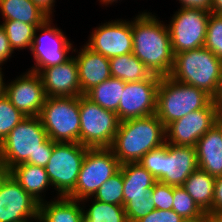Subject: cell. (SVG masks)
<instances>
[{
	"label": "cell",
	"mask_w": 222,
	"mask_h": 222,
	"mask_svg": "<svg viewBox=\"0 0 222 222\" xmlns=\"http://www.w3.org/2000/svg\"><path fill=\"white\" fill-rule=\"evenodd\" d=\"M53 146L40 117L26 116L0 143V171L9 172L22 163L45 167Z\"/></svg>",
	"instance_id": "obj_1"
},
{
	"label": "cell",
	"mask_w": 222,
	"mask_h": 222,
	"mask_svg": "<svg viewBox=\"0 0 222 222\" xmlns=\"http://www.w3.org/2000/svg\"><path fill=\"white\" fill-rule=\"evenodd\" d=\"M143 11L132 21L133 54L154 75L169 76L174 62L167 24Z\"/></svg>",
	"instance_id": "obj_2"
},
{
	"label": "cell",
	"mask_w": 222,
	"mask_h": 222,
	"mask_svg": "<svg viewBox=\"0 0 222 222\" xmlns=\"http://www.w3.org/2000/svg\"><path fill=\"white\" fill-rule=\"evenodd\" d=\"M166 143L165 126L156 114L119 122L110 147L120 164L136 163Z\"/></svg>",
	"instance_id": "obj_3"
},
{
	"label": "cell",
	"mask_w": 222,
	"mask_h": 222,
	"mask_svg": "<svg viewBox=\"0 0 222 222\" xmlns=\"http://www.w3.org/2000/svg\"><path fill=\"white\" fill-rule=\"evenodd\" d=\"M222 60L206 47L184 51L174 55L169 77L191 85L215 97L221 75Z\"/></svg>",
	"instance_id": "obj_4"
},
{
	"label": "cell",
	"mask_w": 222,
	"mask_h": 222,
	"mask_svg": "<svg viewBox=\"0 0 222 222\" xmlns=\"http://www.w3.org/2000/svg\"><path fill=\"white\" fill-rule=\"evenodd\" d=\"M213 98L197 87L161 77L157 92L156 115L166 127L190 112L205 108Z\"/></svg>",
	"instance_id": "obj_5"
},
{
	"label": "cell",
	"mask_w": 222,
	"mask_h": 222,
	"mask_svg": "<svg viewBox=\"0 0 222 222\" xmlns=\"http://www.w3.org/2000/svg\"><path fill=\"white\" fill-rule=\"evenodd\" d=\"M39 117L52 141L80 143L79 97H46Z\"/></svg>",
	"instance_id": "obj_6"
},
{
	"label": "cell",
	"mask_w": 222,
	"mask_h": 222,
	"mask_svg": "<svg viewBox=\"0 0 222 222\" xmlns=\"http://www.w3.org/2000/svg\"><path fill=\"white\" fill-rule=\"evenodd\" d=\"M120 165L110 147L88 148L76 186L66 197L81 204L93 199L100 186L120 170Z\"/></svg>",
	"instance_id": "obj_7"
},
{
	"label": "cell",
	"mask_w": 222,
	"mask_h": 222,
	"mask_svg": "<svg viewBox=\"0 0 222 222\" xmlns=\"http://www.w3.org/2000/svg\"><path fill=\"white\" fill-rule=\"evenodd\" d=\"M80 144L89 148L111 147L119 126L115 112L106 110L85 94L79 96Z\"/></svg>",
	"instance_id": "obj_8"
},
{
	"label": "cell",
	"mask_w": 222,
	"mask_h": 222,
	"mask_svg": "<svg viewBox=\"0 0 222 222\" xmlns=\"http://www.w3.org/2000/svg\"><path fill=\"white\" fill-rule=\"evenodd\" d=\"M88 148L80 143L54 142L45 170L57 197H66L75 188Z\"/></svg>",
	"instance_id": "obj_9"
},
{
	"label": "cell",
	"mask_w": 222,
	"mask_h": 222,
	"mask_svg": "<svg viewBox=\"0 0 222 222\" xmlns=\"http://www.w3.org/2000/svg\"><path fill=\"white\" fill-rule=\"evenodd\" d=\"M210 14L192 8H180L175 12L167 25L174 55L204 47Z\"/></svg>",
	"instance_id": "obj_10"
},
{
	"label": "cell",
	"mask_w": 222,
	"mask_h": 222,
	"mask_svg": "<svg viewBox=\"0 0 222 222\" xmlns=\"http://www.w3.org/2000/svg\"><path fill=\"white\" fill-rule=\"evenodd\" d=\"M51 20L52 17H49L43 24L39 25L35 31L30 49L35 64L31 67L30 71L38 73L44 68L60 65L71 57V55L68 54L70 51H72V53L73 51H78L76 48H72L73 45L71 41H68L61 29L51 25L53 24ZM39 31L41 35H37Z\"/></svg>",
	"instance_id": "obj_11"
},
{
	"label": "cell",
	"mask_w": 222,
	"mask_h": 222,
	"mask_svg": "<svg viewBox=\"0 0 222 222\" xmlns=\"http://www.w3.org/2000/svg\"><path fill=\"white\" fill-rule=\"evenodd\" d=\"M160 79V76L153 74L146 80L125 82L117 110L119 121L156 114Z\"/></svg>",
	"instance_id": "obj_12"
},
{
	"label": "cell",
	"mask_w": 222,
	"mask_h": 222,
	"mask_svg": "<svg viewBox=\"0 0 222 222\" xmlns=\"http://www.w3.org/2000/svg\"><path fill=\"white\" fill-rule=\"evenodd\" d=\"M220 113L212 100L205 108L188 113L165 127L166 143L176 146H193L215 125Z\"/></svg>",
	"instance_id": "obj_13"
},
{
	"label": "cell",
	"mask_w": 222,
	"mask_h": 222,
	"mask_svg": "<svg viewBox=\"0 0 222 222\" xmlns=\"http://www.w3.org/2000/svg\"><path fill=\"white\" fill-rule=\"evenodd\" d=\"M39 202L9 172L0 171V222L38 218Z\"/></svg>",
	"instance_id": "obj_14"
},
{
	"label": "cell",
	"mask_w": 222,
	"mask_h": 222,
	"mask_svg": "<svg viewBox=\"0 0 222 222\" xmlns=\"http://www.w3.org/2000/svg\"><path fill=\"white\" fill-rule=\"evenodd\" d=\"M87 42L88 48L106 58L132 53V20L117 19L103 23L94 28Z\"/></svg>",
	"instance_id": "obj_15"
},
{
	"label": "cell",
	"mask_w": 222,
	"mask_h": 222,
	"mask_svg": "<svg viewBox=\"0 0 222 222\" xmlns=\"http://www.w3.org/2000/svg\"><path fill=\"white\" fill-rule=\"evenodd\" d=\"M5 95L25 116H39L46 99L39 74L30 69L6 84Z\"/></svg>",
	"instance_id": "obj_16"
},
{
	"label": "cell",
	"mask_w": 222,
	"mask_h": 222,
	"mask_svg": "<svg viewBox=\"0 0 222 222\" xmlns=\"http://www.w3.org/2000/svg\"><path fill=\"white\" fill-rule=\"evenodd\" d=\"M198 168L195 147L168 143L161 146L160 182L182 186Z\"/></svg>",
	"instance_id": "obj_17"
},
{
	"label": "cell",
	"mask_w": 222,
	"mask_h": 222,
	"mask_svg": "<svg viewBox=\"0 0 222 222\" xmlns=\"http://www.w3.org/2000/svg\"><path fill=\"white\" fill-rule=\"evenodd\" d=\"M46 97H79L82 94L78 66L74 56L60 65H53L38 72Z\"/></svg>",
	"instance_id": "obj_18"
},
{
	"label": "cell",
	"mask_w": 222,
	"mask_h": 222,
	"mask_svg": "<svg viewBox=\"0 0 222 222\" xmlns=\"http://www.w3.org/2000/svg\"><path fill=\"white\" fill-rule=\"evenodd\" d=\"M74 56L78 66L82 94L111 77L109 58L84 45Z\"/></svg>",
	"instance_id": "obj_19"
},
{
	"label": "cell",
	"mask_w": 222,
	"mask_h": 222,
	"mask_svg": "<svg viewBox=\"0 0 222 222\" xmlns=\"http://www.w3.org/2000/svg\"><path fill=\"white\" fill-rule=\"evenodd\" d=\"M123 175V206L128 201L148 200L152 197V187L157 182L156 178L142 165L124 163L120 165Z\"/></svg>",
	"instance_id": "obj_20"
},
{
	"label": "cell",
	"mask_w": 222,
	"mask_h": 222,
	"mask_svg": "<svg viewBox=\"0 0 222 222\" xmlns=\"http://www.w3.org/2000/svg\"><path fill=\"white\" fill-rule=\"evenodd\" d=\"M195 149L199 169L222 177V134L215 125L197 141Z\"/></svg>",
	"instance_id": "obj_21"
},
{
	"label": "cell",
	"mask_w": 222,
	"mask_h": 222,
	"mask_svg": "<svg viewBox=\"0 0 222 222\" xmlns=\"http://www.w3.org/2000/svg\"><path fill=\"white\" fill-rule=\"evenodd\" d=\"M57 198V199H56ZM80 201L68 197L39 203V222H82L83 206Z\"/></svg>",
	"instance_id": "obj_22"
},
{
	"label": "cell",
	"mask_w": 222,
	"mask_h": 222,
	"mask_svg": "<svg viewBox=\"0 0 222 222\" xmlns=\"http://www.w3.org/2000/svg\"><path fill=\"white\" fill-rule=\"evenodd\" d=\"M9 173L36 201H45L42 194L52 186L45 167L22 163L13 167Z\"/></svg>",
	"instance_id": "obj_23"
},
{
	"label": "cell",
	"mask_w": 222,
	"mask_h": 222,
	"mask_svg": "<svg viewBox=\"0 0 222 222\" xmlns=\"http://www.w3.org/2000/svg\"><path fill=\"white\" fill-rule=\"evenodd\" d=\"M215 179V177L198 168L182 185L199 208L205 213L212 212Z\"/></svg>",
	"instance_id": "obj_24"
},
{
	"label": "cell",
	"mask_w": 222,
	"mask_h": 222,
	"mask_svg": "<svg viewBox=\"0 0 222 222\" xmlns=\"http://www.w3.org/2000/svg\"><path fill=\"white\" fill-rule=\"evenodd\" d=\"M4 20H16L30 25H41L50 16L31 0H0Z\"/></svg>",
	"instance_id": "obj_25"
},
{
	"label": "cell",
	"mask_w": 222,
	"mask_h": 222,
	"mask_svg": "<svg viewBox=\"0 0 222 222\" xmlns=\"http://www.w3.org/2000/svg\"><path fill=\"white\" fill-rule=\"evenodd\" d=\"M109 63L111 77L124 82L146 80L153 75L133 53L109 58Z\"/></svg>",
	"instance_id": "obj_26"
},
{
	"label": "cell",
	"mask_w": 222,
	"mask_h": 222,
	"mask_svg": "<svg viewBox=\"0 0 222 222\" xmlns=\"http://www.w3.org/2000/svg\"><path fill=\"white\" fill-rule=\"evenodd\" d=\"M124 86L125 82L121 79L110 77L94 86L85 95L100 107L117 114Z\"/></svg>",
	"instance_id": "obj_27"
},
{
	"label": "cell",
	"mask_w": 222,
	"mask_h": 222,
	"mask_svg": "<svg viewBox=\"0 0 222 222\" xmlns=\"http://www.w3.org/2000/svg\"><path fill=\"white\" fill-rule=\"evenodd\" d=\"M2 22L0 25L6 32L13 51L31 49L33 37L39 25H30L16 20H3Z\"/></svg>",
	"instance_id": "obj_28"
},
{
	"label": "cell",
	"mask_w": 222,
	"mask_h": 222,
	"mask_svg": "<svg viewBox=\"0 0 222 222\" xmlns=\"http://www.w3.org/2000/svg\"><path fill=\"white\" fill-rule=\"evenodd\" d=\"M85 207L83 205V219L85 222H128L124 206L93 199L90 208L85 210Z\"/></svg>",
	"instance_id": "obj_29"
},
{
	"label": "cell",
	"mask_w": 222,
	"mask_h": 222,
	"mask_svg": "<svg viewBox=\"0 0 222 222\" xmlns=\"http://www.w3.org/2000/svg\"><path fill=\"white\" fill-rule=\"evenodd\" d=\"M123 190V175L119 170L100 186L93 197L101 202L123 206Z\"/></svg>",
	"instance_id": "obj_30"
},
{
	"label": "cell",
	"mask_w": 222,
	"mask_h": 222,
	"mask_svg": "<svg viewBox=\"0 0 222 222\" xmlns=\"http://www.w3.org/2000/svg\"><path fill=\"white\" fill-rule=\"evenodd\" d=\"M26 116L13 106L9 98H0V143Z\"/></svg>",
	"instance_id": "obj_31"
},
{
	"label": "cell",
	"mask_w": 222,
	"mask_h": 222,
	"mask_svg": "<svg viewBox=\"0 0 222 222\" xmlns=\"http://www.w3.org/2000/svg\"><path fill=\"white\" fill-rule=\"evenodd\" d=\"M173 198L172 210L182 219L195 218L204 213L182 186H174Z\"/></svg>",
	"instance_id": "obj_32"
},
{
	"label": "cell",
	"mask_w": 222,
	"mask_h": 222,
	"mask_svg": "<svg viewBox=\"0 0 222 222\" xmlns=\"http://www.w3.org/2000/svg\"><path fill=\"white\" fill-rule=\"evenodd\" d=\"M204 47L222 60V15L210 14Z\"/></svg>",
	"instance_id": "obj_33"
},
{
	"label": "cell",
	"mask_w": 222,
	"mask_h": 222,
	"mask_svg": "<svg viewBox=\"0 0 222 222\" xmlns=\"http://www.w3.org/2000/svg\"><path fill=\"white\" fill-rule=\"evenodd\" d=\"M174 186L157 181L152 187L154 206L159 210H172Z\"/></svg>",
	"instance_id": "obj_34"
},
{
	"label": "cell",
	"mask_w": 222,
	"mask_h": 222,
	"mask_svg": "<svg viewBox=\"0 0 222 222\" xmlns=\"http://www.w3.org/2000/svg\"><path fill=\"white\" fill-rule=\"evenodd\" d=\"M125 214L128 222H137L139 219L147 216L155 210L154 200L150 197L148 200L128 201L124 205Z\"/></svg>",
	"instance_id": "obj_35"
},
{
	"label": "cell",
	"mask_w": 222,
	"mask_h": 222,
	"mask_svg": "<svg viewBox=\"0 0 222 222\" xmlns=\"http://www.w3.org/2000/svg\"><path fill=\"white\" fill-rule=\"evenodd\" d=\"M138 163L160 181L161 147L146 153Z\"/></svg>",
	"instance_id": "obj_36"
},
{
	"label": "cell",
	"mask_w": 222,
	"mask_h": 222,
	"mask_svg": "<svg viewBox=\"0 0 222 222\" xmlns=\"http://www.w3.org/2000/svg\"><path fill=\"white\" fill-rule=\"evenodd\" d=\"M182 220L174 210L155 209L137 222H181Z\"/></svg>",
	"instance_id": "obj_37"
},
{
	"label": "cell",
	"mask_w": 222,
	"mask_h": 222,
	"mask_svg": "<svg viewBox=\"0 0 222 222\" xmlns=\"http://www.w3.org/2000/svg\"><path fill=\"white\" fill-rule=\"evenodd\" d=\"M13 53L14 51L10 46L7 34L0 25V66L7 62Z\"/></svg>",
	"instance_id": "obj_38"
},
{
	"label": "cell",
	"mask_w": 222,
	"mask_h": 222,
	"mask_svg": "<svg viewBox=\"0 0 222 222\" xmlns=\"http://www.w3.org/2000/svg\"><path fill=\"white\" fill-rule=\"evenodd\" d=\"M180 8L201 9L212 13V0H179Z\"/></svg>",
	"instance_id": "obj_39"
},
{
	"label": "cell",
	"mask_w": 222,
	"mask_h": 222,
	"mask_svg": "<svg viewBox=\"0 0 222 222\" xmlns=\"http://www.w3.org/2000/svg\"><path fill=\"white\" fill-rule=\"evenodd\" d=\"M222 211V177H217L214 184V198L212 201V212Z\"/></svg>",
	"instance_id": "obj_40"
},
{
	"label": "cell",
	"mask_w": 222,
	"mask_h": 222,
	"mask_svg": "<svg viewBox=\"0 0 222 222\" xmlns=\"http://www.w3.org/2000/svg\"><path fill=\"white\" fill-rule=\"evenodd\" d=\"M35 5L40 7L43 11H45L50 17H52V13L55 6V0H31Z\"/></svg>",
	"instance_id": "obj_41"
},
{
	"label": "cell",
	"mask_w": 222,
	"mask_h": 222,
	"mask_svg": "<svg viewBox=\"0 0 222 222\" xmlns=\"http://www.w3.org/2000/svg\"><path fill=\"white\" fill-rule=\"evenodd\" d=\"M213 101L217 104L219 111L222 112V67H221V75H220L218 90L215 97L213 98Z\"/></svg>",
	"instance_id": "obj_42"
},
{
	"label": "cell",
	"mask_w": 222,
	"mask_h": 222,
	"mask_svg": "<svg viewBox=\"0 0 222 222\" xmlns=\"http://www.w3.org/2000/svg\"><path fill=\"white\" fill-rule=\"evenodd\" d=\"M207 222H222V211L220 212H208Z\"/></svg>",
	"instance_id": "obj_43"
},
{
	"label": "cell",
	"mask_w": 222,
	"mask_h": 222,
	"mask_svg": "<svg viewBox=\"0 0 222 222\" xmlns=\"http://www.w3.org/2000/svg\"><path fill=\"white\" fill-rule=\"evenodd\" d=\"M212 13L222 15V0H212Z\"/></svg>",
	"instance_id": "obj_44"
},
{
	"label": "cell",
	"mask_w": 222,
	"mask_h": 222,
	"mask_svg": "<svg viewBox=\"0 0 222 222\" xmlns=\"http://www.w3.org/2000/svg\"><path fill=\"white\" fill-rule=\"evenodd\" d=\"M181 222H207V213H203L201 216L190 218V219H183Z\"/></svg>",
	"instance_id": "obj_45"
},
{
	"label": "cell",
	"mask_w": 222,
	"mask_h": 222,
	"mask_svg": "<svg viewBox=\"0 0 222 222\" xmlns=\"http://www.w3.org/2000/svg\"><path fill=\"white\" fill-rule=\"evenodd\" d=\"M2 68L0 67V98L5 95L6 92V83H4Z\"/></svg>",
	"instance_id": "obj_46"
},
{
	"label": "cell",
	"mask_w": 222,
	"mask_h": 222,
	"mask_svg": "<svg viewBox=\"0 0 222 222\" xmlns=\"http://www.w3.org/2000/svg\"><path fill=\"white\" fill-rule=\"evenodd\" d=\"M215 126L219 129L222 134V112H220L215 119Z\"/></svg>",
	"instance_id": "obj_47"
},
{
	"label": "cell",
	"mask_w": 222,
	"mask_h": 222,
	"mask_svg": "<svg viewBox=\"0 0 222 222\" xmlns=\"http://www.w3.org/2000/svg\"><path fill=\"white\" fill-rule=\"evenodd\" d=\"M100 2H102L101 4H105L106 6L108 5V4H112V3H116V2H118V0H99Z\"/></svg>",
	"instance_id": "obj_48"
},
{
	"label": "cell",
	"mask_w": 222,
	"mask_h": 222,
	"mask_svg": "<svg viewBox=\"0 0 222 222\" xmlns=\"http://www.w3.org/2000/svg\"><path fill=\"white\" fill-rule=\"evenodd\" d=\"M33 219H34V220H33ZM33 221L39 222V218H32V220H31V219H25V220L19 221V222H33Z\"/></svg>",
	"instance_id": "obj_49"
}]
</instances>
